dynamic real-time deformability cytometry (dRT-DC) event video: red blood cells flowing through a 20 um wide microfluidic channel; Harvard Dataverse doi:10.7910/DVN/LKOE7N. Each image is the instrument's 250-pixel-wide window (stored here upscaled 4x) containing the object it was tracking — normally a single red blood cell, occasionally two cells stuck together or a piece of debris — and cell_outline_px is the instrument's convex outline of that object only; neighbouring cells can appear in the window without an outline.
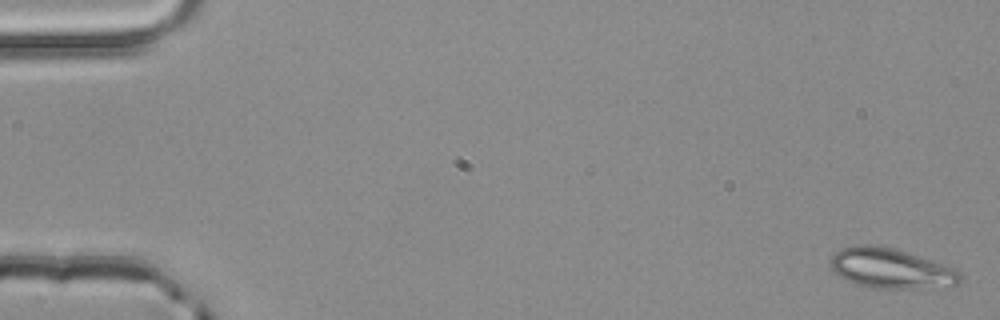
{"species": "common noctule bat (a hibernating species)", "species_latin": "Nyctalus noctula", "temperature_condition": "room temperature", "stored_images_in_passage": 4, "camera_frame_rate_fps": 3000, "um_per_image_px": 0.085, "animal": {"sex": "male", "body_mass_g": 20.4}, "frame": {"image": 1, "passage_image": 1, "time_ms": 0.0, "image_size_px": [1000, 320], "cell_outline_px": [[964, 280], [960, 284], [928, 288], [872, 288], [836, 276], [832, 268], [832, 256], [840, 248], [852, 244], [868, 244], [892, 248], [952, 268]], "centroid_in_image_um": [75.67, 22.82], "position_along_channel_um": 9.3, "area_um2": 29.65}}